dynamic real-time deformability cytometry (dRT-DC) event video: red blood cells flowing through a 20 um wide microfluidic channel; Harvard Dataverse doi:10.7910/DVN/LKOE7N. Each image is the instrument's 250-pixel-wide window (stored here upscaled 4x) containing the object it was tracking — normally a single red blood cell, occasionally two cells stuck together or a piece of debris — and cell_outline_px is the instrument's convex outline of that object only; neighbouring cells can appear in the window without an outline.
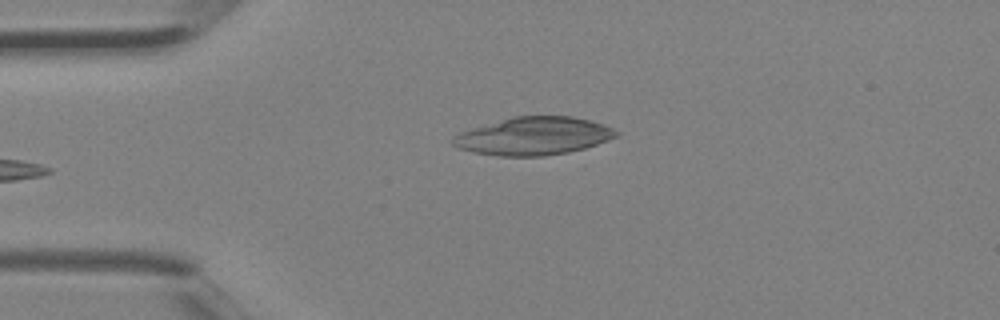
{"species": "Egyptian fruit bat (a non-hibernating species)", "species_latin": "Rousettus aegyptiacus", "temperature_condition": "room temperature", "stored_images_in_passage": 5, "camera_frame_rate_fps": 3000, "um_per_image_px": 0.085, "animal": {"sex": "female"}, "frame": {"image": 1, "passage_image": 5, "time_ms": 1.333, "image_size_px": [1000, 320], "cell_outline_px": [[620, 132], [616, 136], [596, 144], [584, 148], [568, 152], [544, 156], [500, 156], [472, 152], [456, 148], [452, 144], [452, 140], [460, 132], [472, 128], [512, 116], [572, 116], [604, 124]], "centroid_in_image_um": [45.33, 11.57], "position_along_channel_um": 39.7, "area_um2": 35.89}}